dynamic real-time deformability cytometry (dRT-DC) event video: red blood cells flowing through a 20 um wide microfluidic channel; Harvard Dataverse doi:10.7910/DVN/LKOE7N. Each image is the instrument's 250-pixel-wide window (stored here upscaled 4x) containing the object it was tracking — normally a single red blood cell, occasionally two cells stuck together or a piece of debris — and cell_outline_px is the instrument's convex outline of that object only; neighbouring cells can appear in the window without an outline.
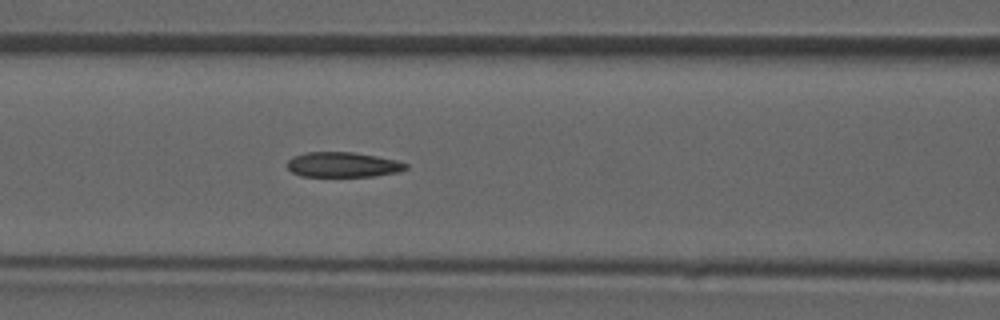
{"species": "common noctule bat (a hibernating species)", "species_latin": "Nyctalus noctula", "temperature_condition": "room temperature", "stored_images_in_passage": 34, "camera_frame_rate_fps": 3000, "um_per_image_px": 0.085, "animal": {"sex": "male", "forearm_length_mm": 52.5}, "frame": {"image": 1, "passage_image": 6, "time_ms": 1.667, "image_size_px": [1000, 320], "cell_outline_px": [[408, 168], [396, 172], [372, 176], [300, 176], [292, 172], [288, 168], [288, 160], [292, 156], [304, 152], [352, 152], [376, 156], [396, 160], [408, 164]], "centroid_in_image_um": [29.11, 13.99], "position_along_channel_um": 137.5, "area_um2": 17.22}}